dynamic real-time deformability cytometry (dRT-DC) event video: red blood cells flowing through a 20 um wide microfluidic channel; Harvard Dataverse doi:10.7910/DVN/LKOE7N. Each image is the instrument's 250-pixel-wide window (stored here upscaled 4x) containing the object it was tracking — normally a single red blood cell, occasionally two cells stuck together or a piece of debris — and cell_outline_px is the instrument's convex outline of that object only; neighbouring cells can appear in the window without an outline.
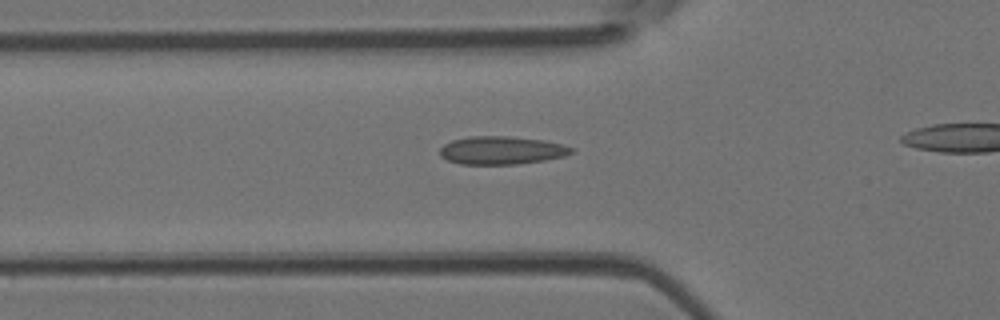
{"species": "Egyptian fruit bat (a non-hibernating species)", "species_latin": "Rousettus aegyptiacus", "temperature_condition": "room temperature", "stored_images_in_passage": 35, "camera_frame_rate_fps": 3000, "um_per_image_px": 0.085, "animal": {"sex": "female"}, "frame": {"image": 1, "passage_image": 12, "time_ms": 3.667, "image_size_px": [1000, 320], "cell_outline_px": [[576, 152], [564, 156], [544, 160], [516, 164], [460, 164], [448, 160], [440, 156], [440, 148], [444, 144], [452, 140], [468, 136], [508, 136], [544, 140], [576, 148]], "centroid_in_image_um": [42.65, 12.77], "position_along_channel_um": 83.2, "area_um2": 21.62}}
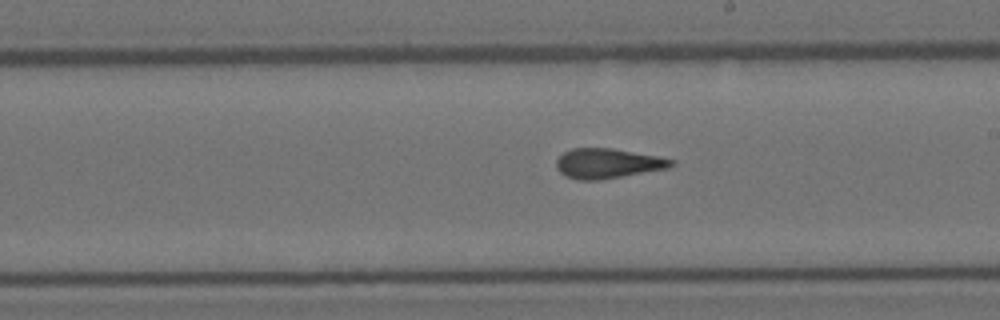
{"frame": {"image": 2, "passage_image": 23, "time_ms": 7.333, "image_size_px": [1000, 320], "cell_outline_px": [[676, 164], [668, 168], [600, 180], [580, 180], [564, 176], [556, 168], [556, 160], [564, 152], [572, 148], [612, 148], [656, 156], [676, 160]], "centroid_in_image_um": [51.64, 13.89], "position_along_channel_um": 237.4, "area_um2": 20.0}}
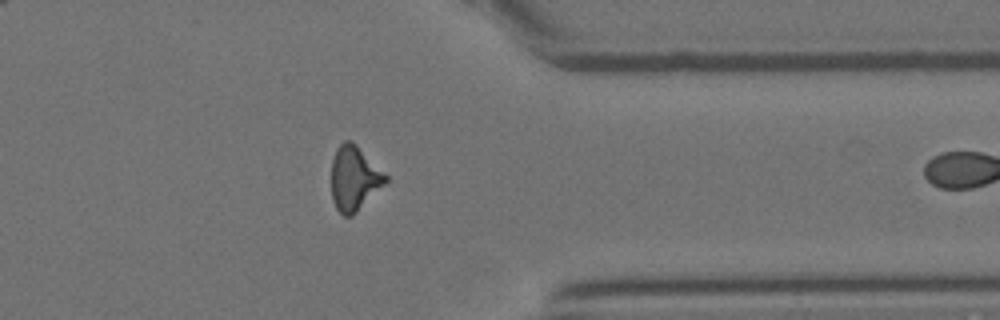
{"frame": {"image": 3, "passage_image": 34, "time_ms": 11.0, "image_size_px": [1000, 320], "cell_outline_px": [[388, 180], [352, 216], [344, 216], [336, 208], [332, 200], [332, 160], [336, 148], [344, 140], [352, 140], [388, 176]], "centroid_in_image_um": [30.09, 15.14], "position_along_channel_um": 381.3, "area_um2": 20.17}}